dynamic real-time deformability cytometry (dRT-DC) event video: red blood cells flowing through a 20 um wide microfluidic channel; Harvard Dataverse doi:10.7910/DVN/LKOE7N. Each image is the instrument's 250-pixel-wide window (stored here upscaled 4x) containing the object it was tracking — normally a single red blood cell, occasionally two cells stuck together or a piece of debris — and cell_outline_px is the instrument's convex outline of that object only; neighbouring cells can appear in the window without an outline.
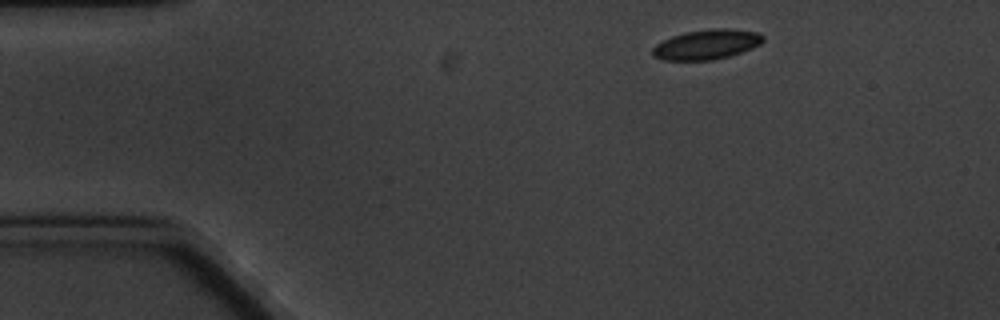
{"species": "common noctule bat (a hibernating species)", "species_latin": "Nyctalus noctula", "temperature_condition": "cold", "stored_images_in_passage": 5, "camera_frame_rate_fps": 3000, "um_per_image_px": 0.085, "animal": {"sex": "male", "body_mass_g": 20.1, "forearm_length_mm": 53.5}, "frame": {"image": 1, "passage_image": 1, "time_ms": 0.0, "image_size_px": [1000, 320], "cell_outline_px": [[764, 40], [760, 44], [752, 48], [728, 56], [712, 60], [664, 60], [652, 56], [652, 48], [656, 44], [672, 36], [684, 32], [712, 28], [732, 28], [760, 32], [764, 36]], "centroid_in_image_um": [60.08, 3.76], "position_along_channel_um": 24.9, "area_um2": 19.36}}
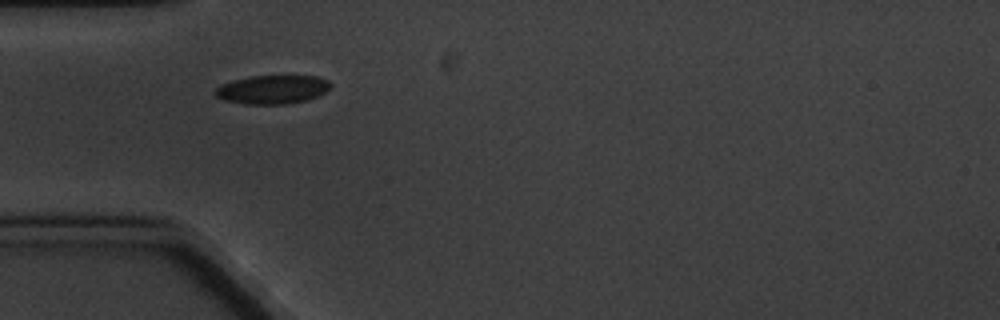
{"frame": {"image": 2, "passage_image": 3, "time_ms": 3.0, "image_size_px": [1000, 320], "cell_outline_px": [[332, 84], [324, 92], [308, 100], [288, 104], [244, 104], [224, 100], [216, 96], [212, 92], [220, 84], [232, 80], [248, 76], [316, 76], [328, 80]], "centroid_in_image_um": [23.11, 7.61], "position_along_channel_um": 61.9, "area_um2": 19.42}}